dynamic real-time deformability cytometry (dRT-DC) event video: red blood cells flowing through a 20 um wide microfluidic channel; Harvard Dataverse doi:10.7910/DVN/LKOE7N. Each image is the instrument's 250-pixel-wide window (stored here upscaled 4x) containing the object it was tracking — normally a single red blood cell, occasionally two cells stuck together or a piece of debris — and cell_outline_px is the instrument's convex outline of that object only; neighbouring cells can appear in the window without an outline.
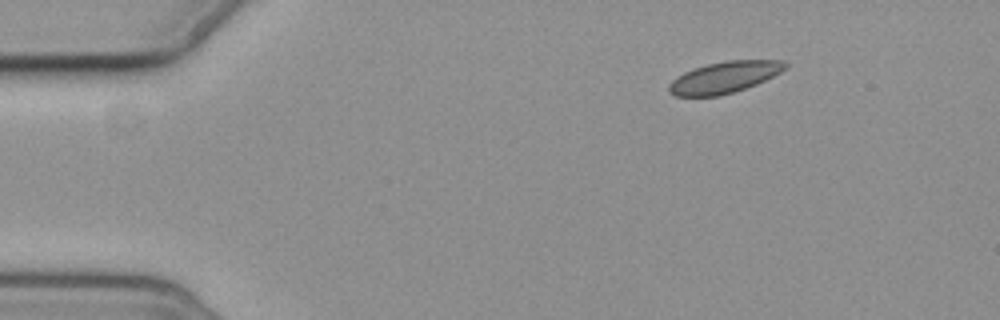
{"species": "common noctule bat (a hibernating species)", "species_latin": "Nyctalus noctula", "temperature_condition": "cold", "stored_images_in_passage": 3, "camera_frame_rate_fps": 3000, "um_per_image_px": 0.085, "animal": {"sex": "female", "body_mass_g": 19.3, "forearm_length_mm": 54.1}, "frame": {"image": 1, "passage_image": 3, "time_ms": 2.333, "image_size_px": [1000, 320], "cell_outline_px": [[788, 68], [756, 84], [720, 96], [676, 96], [668, 92], [668, 84], [676, 76], [692, 68], [708, 64], [728, 60], [784, 60], [788, 64]], "centroid_in_image_um": [61.55, 6.56], "position_along_channel_um": 23.5, "area_um2": 21.33}}